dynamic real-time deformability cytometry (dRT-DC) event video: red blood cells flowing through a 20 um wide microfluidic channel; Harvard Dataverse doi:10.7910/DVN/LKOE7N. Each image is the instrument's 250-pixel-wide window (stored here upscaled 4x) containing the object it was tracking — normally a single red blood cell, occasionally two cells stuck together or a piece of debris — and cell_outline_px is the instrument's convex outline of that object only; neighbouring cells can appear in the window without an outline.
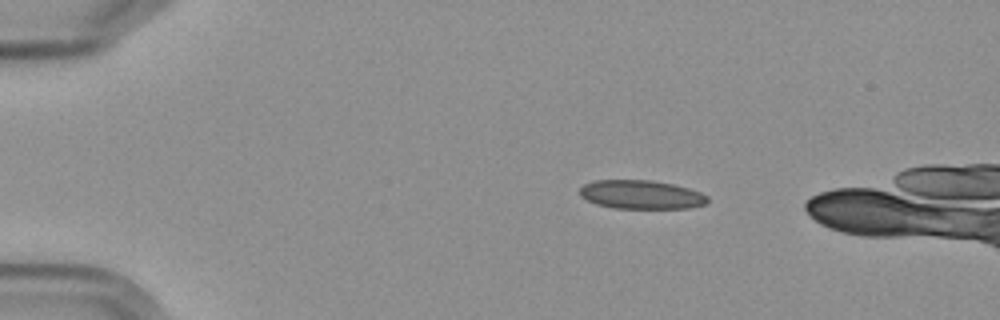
{"species": "Egyptian fruit bat (a non-hibernating species)", "species_latin": "Rousettus aegyptiacus", "temperature_condition": "cold", "stored_images_in_passage": 5, "segment_of_instrument_passage": [1, 2], "camera_frame_rate_fps": 3000, "um_per_image_px": 0.085, "frame": {"image": 1, "passage_image": 2, "time_ms": 1.333, "image_size_px": [1000, 320], "cell_outline_px": [[708, 200], [704, 204], [688, 208], [612, 208], [596, 204], [580, 196], [580, 188], [584, 184], [596, 180], [648, 180], [672, 184], [688, 188], [700, 192], [708, 196]], "centroid_in_image_um": [54.48, 16.54], "position_along_channel_um": 30.5, "area_um2": 21.27}}